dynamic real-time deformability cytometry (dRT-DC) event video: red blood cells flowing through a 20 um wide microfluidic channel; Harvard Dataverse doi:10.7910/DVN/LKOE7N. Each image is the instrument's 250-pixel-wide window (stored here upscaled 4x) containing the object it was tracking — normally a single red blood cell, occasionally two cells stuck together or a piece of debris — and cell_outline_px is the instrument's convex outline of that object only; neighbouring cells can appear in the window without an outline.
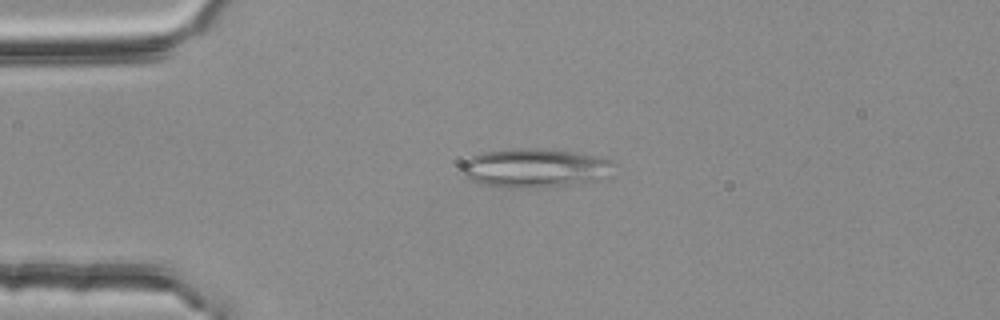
{"species": "common noctule bat (a hibernating species)", "species_latin": "Nyctalus noctula", "temperature_condition": "room temperature", "stored_images_in_passage": 54, "segment_of_instrument_passage": [1, 2], "camera_frame_rate_fps": 3000, "um_per_image_px": 0.085, "animal": {"sex": "female", "body_mass_g": 25.1}, "frame": {"image": 1, "passage_image": 13, "time_ms": 4.0, "image_size_px": [1000, 320], "cell_outline_px": [[620, 164], [600, 180], [580, 184], [524, 188], [500, 188], [480, 184], [464, 176], [460, 164], [468, 156], [484, 152], [512, 148], [540, 148], [572, 152], [600, 156], [612, 160]], "centroid_in_image_um": [45.47, 14.28], "position_along_channel_um": 39.5, "area_um2": 35.37}}